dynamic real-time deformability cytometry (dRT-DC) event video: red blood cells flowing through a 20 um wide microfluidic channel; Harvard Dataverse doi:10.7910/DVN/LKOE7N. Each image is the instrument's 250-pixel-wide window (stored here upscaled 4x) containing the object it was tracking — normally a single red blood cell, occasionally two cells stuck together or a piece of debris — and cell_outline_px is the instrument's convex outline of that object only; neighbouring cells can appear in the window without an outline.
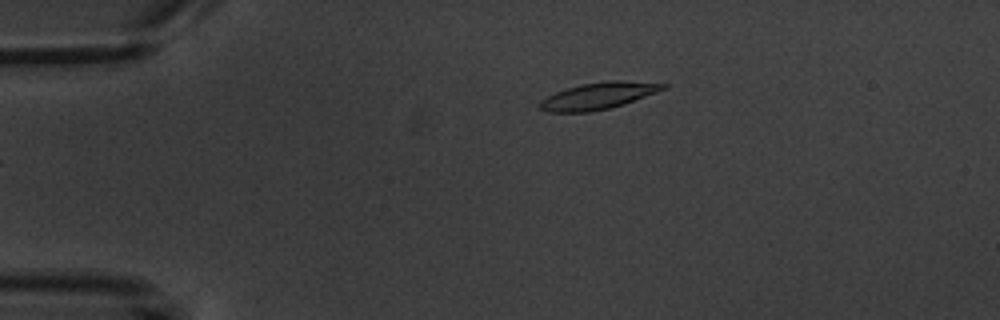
{"species": "common noctule bat (a hibernating species)", "species_latin": "Nyctalus noctula", "temperature_condition": "warm", "stored_images_in_passage": 5, "camera_frame_rate_fps": 3000, "um_per_image_px": 0.085, "animal": {"sex": "male", "body_mass_g": 20.1, "forearm_length_mm": 53.5}, "frame": {"image": 1, "passage_image": 5, "time_ms": 5.333, "image_size_px": [1000, 320], "cell_outline_px": [[668, 88], [624, 104], [608, 108], [588, 112], [548, 112], [540, 108], [536, 104], [540, 100], [556, 92], [568, 88], [584, 84], [608, 80], [620, 80], [668, 84]], "centroid_in_image_um": [50.86, 8.15], "position_along_channel_um": 34.1, "area_um2": 19.07}}